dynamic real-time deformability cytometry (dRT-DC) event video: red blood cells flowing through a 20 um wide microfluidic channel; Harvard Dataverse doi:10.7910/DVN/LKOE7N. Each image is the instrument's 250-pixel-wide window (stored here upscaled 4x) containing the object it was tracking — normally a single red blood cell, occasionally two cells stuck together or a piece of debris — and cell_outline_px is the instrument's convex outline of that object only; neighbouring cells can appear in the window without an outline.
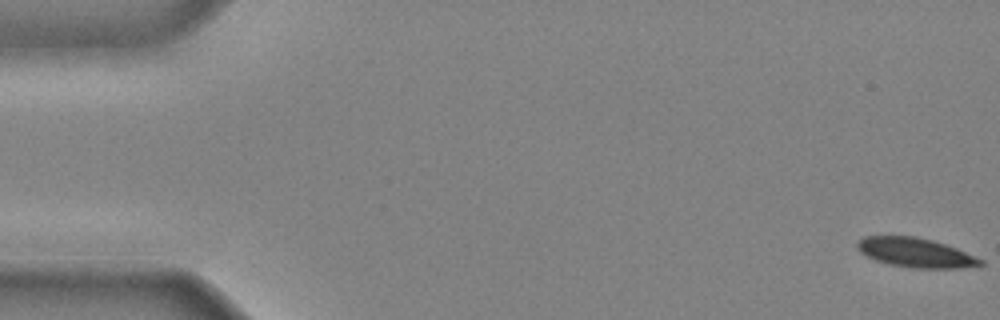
{"species": "common noctule bat (a hibernating species)", "species_latin": "Nyctalus noctula", "temperature_condition": "cold", "stored_images_in_passage": 43, "camera_frame_rate_fps": 3000, "um_per_image_px": 0.085, "animal": {"sex": "male", "body_mass_g": 20.4}, "frame": {"image": 1, "passage_image": 1, "time_ms": 0.0, "image_size_px": [1000, 320], "cell_outline_px": [[984, 264], [960, 268], [912, 268], [888, 264], [876, 260], [860, 252], [856, 248], [856, 244], [864, 236], [916, 236], [932, 240], [956, 248], [984, 260]], "centroid_in_image_um": [77.81, 21.47], "position_along_channel_um": 7.2, "area_um2": 20.98}}
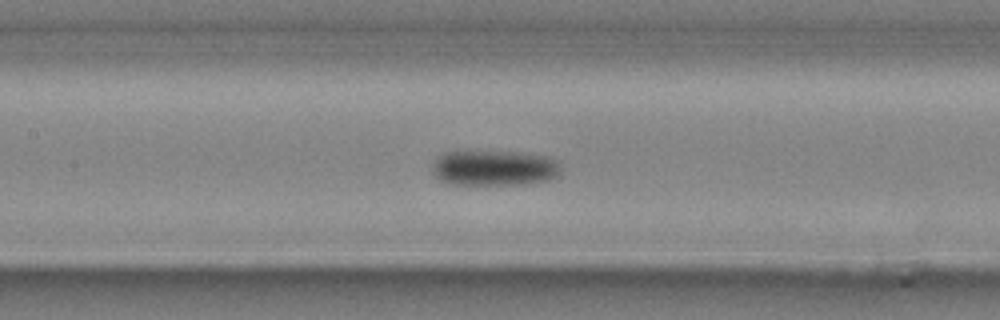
{"frame": {"image": 2, "passage_image": 21, "time_ms": 6.667, "image_size_px": [1000, 320], "cell_outline_px": [[560, 176], [548, 180], [520, 184], [452, 184], [440, 180], [432, 172], [432, 164], [444, 152], [520, 152], [552, 156], [560, 160]], "centroid_in_image_um": [42.09, 14.27], "position_along_channel_um": 165.3, "area_um2": 26.7}}
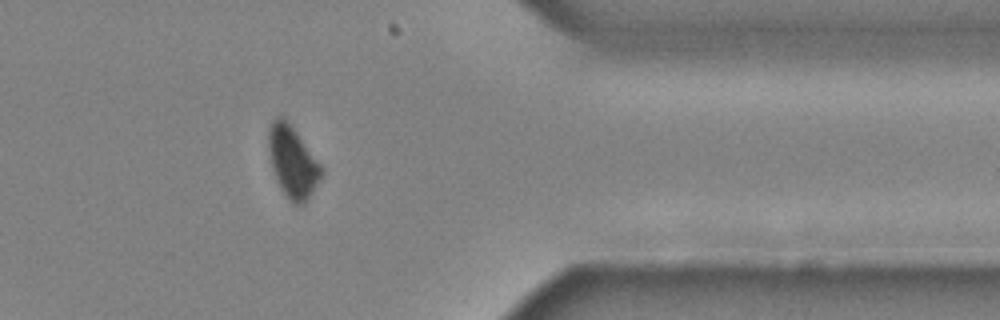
{"frame": {"image": 3, "passage_image": 37, "time_ms": 12.0, "image_size_px": [1000, 320], "cell_outline_px": [[324, 172], [320, 180], [304, 204], [296, 204], [288, 200], [280, 188], [276, 180], [272, 168], [268, 152], [268, 128], [272, 120], [276, 116], [284, 116], [324, 168]], "centroid_in_image_um": [24.86, 13.75], "position_along_channel_um": 386.5, "area_um2": 22.2}}